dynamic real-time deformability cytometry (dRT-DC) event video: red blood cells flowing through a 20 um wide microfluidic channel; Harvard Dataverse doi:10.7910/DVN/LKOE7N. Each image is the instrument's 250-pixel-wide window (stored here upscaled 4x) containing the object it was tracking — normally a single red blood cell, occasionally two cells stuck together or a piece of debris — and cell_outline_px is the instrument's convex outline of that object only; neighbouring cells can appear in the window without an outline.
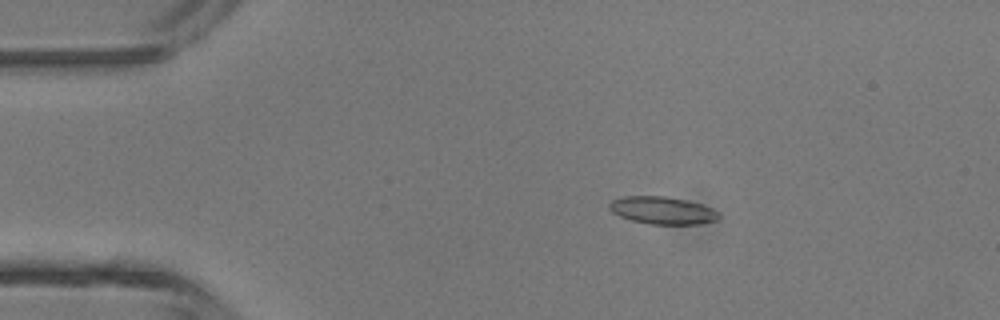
{"species": "common noctule bat (a hibernating species)", "species_latin": "Nyctalus noctula", "temperature_condition": "room temperature", "stored_images_in_passage": 5, "camera_frame_rate_fps": 3000, "um_per_image_px": 0.085, "animal": {"sex": "male", "body_mass_g": 13.3}, "frame": {"image": 1, "passage_image": 2, "time_ms": 0.333, "image_size_px": [1000, 320], "cell_outline_px": [[720, 216], [716, 220], [700, 224], [648, 224], [632, 220], [620, 216], [612, 212], [608, 208], [608, 204], [612, 200], [624, 196], [664, 196], [684, 200], [700, 204], [712, 208]], "centroid_in_image_um": [56.27, 17.88], "position_along_channel_um": 28.7, "area_um2": 17.4}}
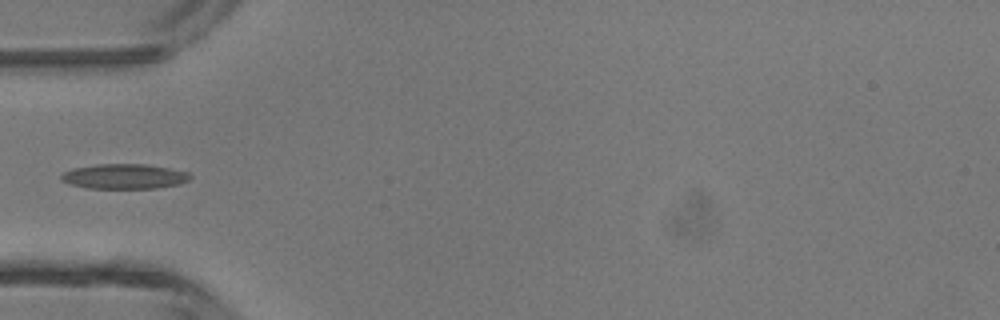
{"frame": {"image": 2, "passage_image": 4, "time_ms": 1.0, "image_size_px": [1000, 320], "cell_outline_px": [[192, 176], [188, 180], [180, 184], [156, 188], [88, 188], [68, 184], [60, 180], [60, 176], [64, 172], [72, 168], [96, 164], [148, 164], [188, 172]], "centroid_in_image_um": [10.54, 14.99], "position_along_channel_um": 74.5, "area_um2": 18.84}}
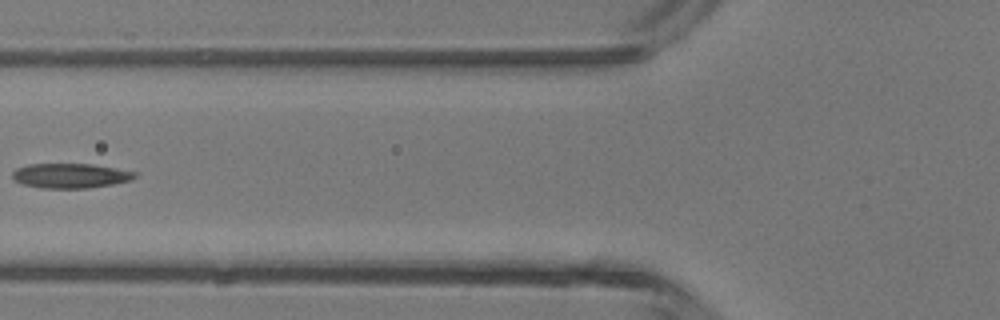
{"frame": {"image": 3, "passage_image": 5, "time_ms": 1.333, "image_size_px": [1000, 320], "cell_outline_px": [[136, 176], [132, 180], [112, 184], [88, 188], [40, 188], [24, 184], [12, 180], [12, 172], [16, 168], [28, 164], [92, 164], [116, 168], [136, 172]], "centroid_in_image_um": [5.96, 14.93], "position_along_channel_um": 119.8, "area_um2": 17.69}}